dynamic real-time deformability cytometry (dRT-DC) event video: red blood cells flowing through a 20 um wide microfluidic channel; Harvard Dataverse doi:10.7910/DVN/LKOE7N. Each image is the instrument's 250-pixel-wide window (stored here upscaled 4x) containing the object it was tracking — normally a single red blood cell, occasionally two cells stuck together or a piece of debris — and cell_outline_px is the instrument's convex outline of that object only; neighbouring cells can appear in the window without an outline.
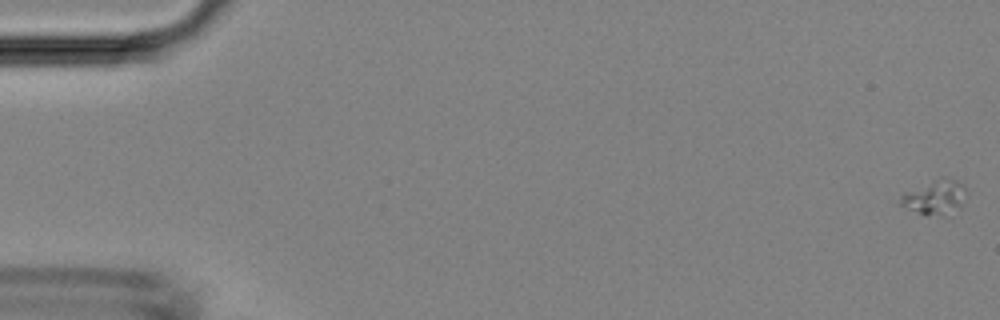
{"species": "Egyptian fruit bat (a non-hibernating species)", "species_latin": "Rousettus aegyptiacus", "temperature_condition": "room temperature", "stored_images_in_passage": 6, "camera_frame_rate_fps": 3000, "um_per_image_px": 0.085, "animal": {"sex": "female"}, "frame": {"image": 1, "passage_image": 1, "time_ms": 0.0, "image_size_px": [1000, 320], "cell_outline_px": [[968, 192], [960, 204], [944, 216], [924, 216], [896, 204], [900, 196], [904, 192], [940, 176], [944, 176], [956, 180], [964, 184]], "centroid_in_image_um": [79.41, 16.75], "position_along_channel_um": 5.6, "area_um2": 13.7}}